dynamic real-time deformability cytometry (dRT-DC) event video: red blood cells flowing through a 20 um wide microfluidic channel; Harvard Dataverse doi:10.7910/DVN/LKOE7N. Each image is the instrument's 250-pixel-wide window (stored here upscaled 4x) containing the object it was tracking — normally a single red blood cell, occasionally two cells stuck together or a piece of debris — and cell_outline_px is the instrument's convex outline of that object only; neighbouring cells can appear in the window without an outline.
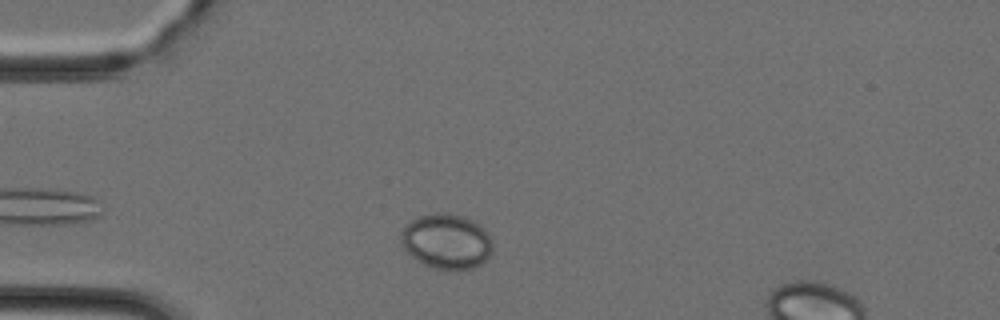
{"species": "Egyptian fruit bat (a non-hibernating species)", "species_latin": "Rousettus aegyptiacus", "temperature_condition": "cold", "stored_images_in_passage": 34, "camera_frame_rate_fps": 3000, "um_per_image_px": 0.085, "animal": {"sex": "female"}, "frame": {"image": 1, "passage_image": 3, "time_ms": 0.667, "image_size_px": [1000, 320], "cell_outline_px": [[492, 252], [476, 268], [436, 268], [424, 264], [412, 256], [404, 248], [400, 240], [400, 236], [404, 228], [412, 220], [420, 216], [436, 212], [444, 212], [464, 216], [480, 224], [484, 228], [492, 244]], "centroid_in_image_um": [37.96, 20.48], "position_along_channel_um": 47.0, "area_um2": 28.96}}
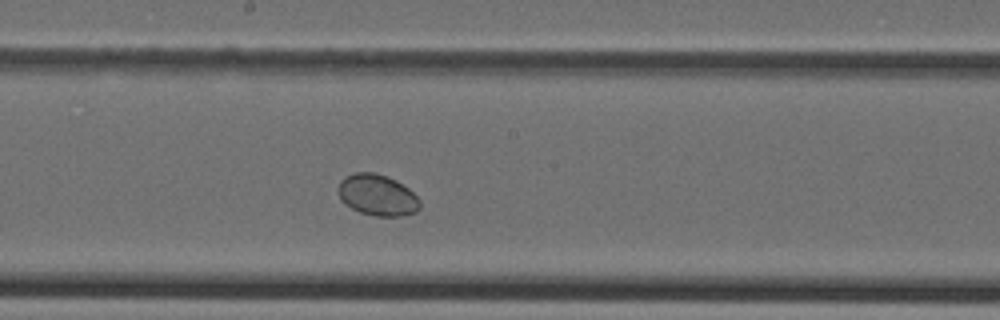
{"frame": {"image": 2, "passage_image": 16, "time_ms": 5.0, "image_size_px": [1000, 320], "cell_outline_px": [[420, 208], [416, 212], [400, 216], [376, 216], [360, 212], [344, 204], [340, 200], [340, 180], [344, 176], [356, 172], [376, 172], [388, 176], [396, 180], [408, 188], [420, 200]], "centroid_in_image_um": [32.08, 16.57], "position_along_channel_um": 216.1, "area_um2": 19.65}}
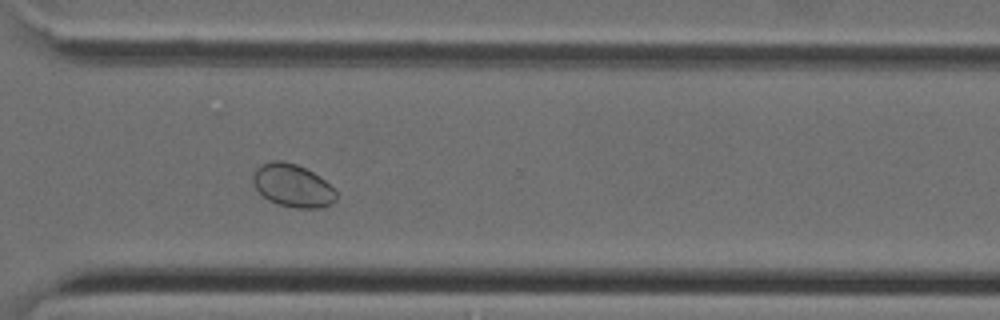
{"frame": {"image": 3, "passage_image": 25, "time_ms": 8.0, "image_size_px": [1000, 320], "cell_outline_px": [[336, 200], [332, 204], [320, 208], [296, 208], [276, 204], [268, 200], [256, 188], [252, 180], [252, 176], [256, 168], [260, 164], [272, 160], [284, 160], [296, 164], [312, 172], [324, 180], [336, 192]], "centroid_in_image_um": [24.85, 15.77], "position_along_channel_um": 345.8, "area_um2": 20.81}}